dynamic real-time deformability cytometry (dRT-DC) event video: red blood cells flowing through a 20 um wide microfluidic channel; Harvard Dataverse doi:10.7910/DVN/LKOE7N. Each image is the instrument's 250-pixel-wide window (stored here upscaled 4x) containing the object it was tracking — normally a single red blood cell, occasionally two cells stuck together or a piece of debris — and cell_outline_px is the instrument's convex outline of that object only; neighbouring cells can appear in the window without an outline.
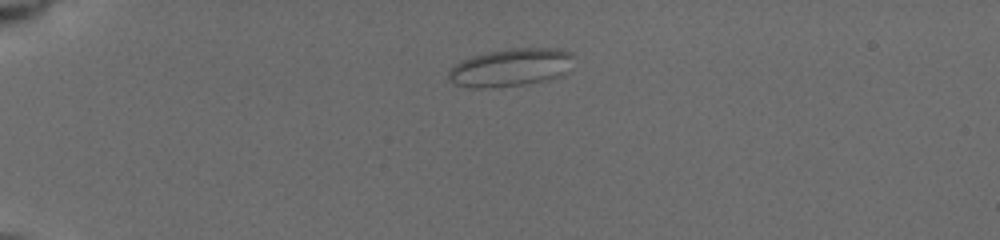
{"species": "common noctule bat (a hibernating species)", "species_latin": "Nyctalus noctula", "temperature_condition": "cold", "stored_images_in_passage": 6, "camera_frame_rate_fps": 3000, "um_per_image_px": 0.085, "animal": {"sex": "female", "body_mass_g": 19.5, "forearm_length_mm": 54.1}, "frame": {"image": 1, "passage_image": 1, "time_ms": 0.0, "image_size_px": [1000, 240], "cell_outline_px": [[572, 56], [560, 76], [524, 84], [484, 88], [472, 88], [456, 84], [448, 76], [448, 72], [456, 64], [472, 56], [512, 48], [556, 48], [568, 52]], "centroid_in_image_um": [43.34, 5.74], "position_along_channel_um": 41.7, "area_um2": 26.53}}
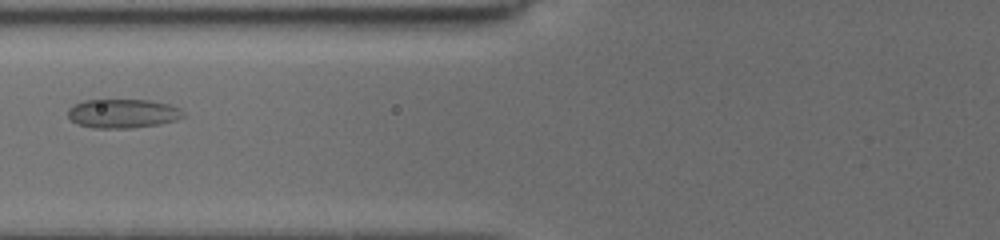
{"frame": {"image": 2, "passage_image": 5, "time_ms": 3.333, "image_size_px": [1000, 240], "cell_outline_px": [[184, 116], [176, 120], [160, 124], [132, 128], [92, 128], [76, 124], [68, 116], [68, 112], [76, 104], [84, 100], [148, 100], [168, 104], [180, 108], [184, 112]], "centroid_in_image_um": [10.46, 9.66], "position_along_channel_um": 115.3, "area_um2": 19.42}}